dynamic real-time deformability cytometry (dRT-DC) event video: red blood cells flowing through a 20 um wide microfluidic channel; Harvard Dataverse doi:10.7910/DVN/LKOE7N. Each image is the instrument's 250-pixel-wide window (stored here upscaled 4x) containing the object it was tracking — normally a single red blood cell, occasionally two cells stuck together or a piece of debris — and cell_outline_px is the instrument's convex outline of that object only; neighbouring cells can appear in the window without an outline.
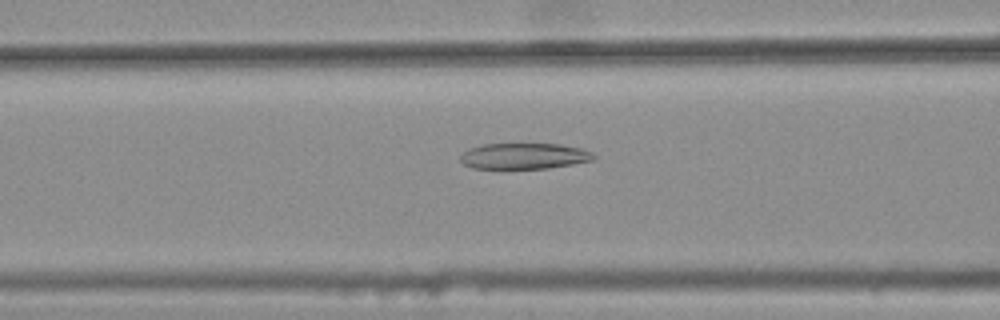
{"species": "common noctule bat (a hibernating species)", "species_latin": "Nyctalus noctula", "temperature_condition": "warm", "stored_images_in_passage": 48, "camera_frame_rate_fps": 3000, "um_per_image_px": 0.085, "animal": {"sex": "female", "body_mass_g": 25.1}, "frame": {"image": 1, "passage_image": 21, "time_ms": 6.667, "image_size_px": [1000, 320], "cell_outline_px": [[596, 160], [548, 168], [500, 172], [472, 168], [464, 164], [460, 160], [460, 156], [464, 152], [480, 144], [560, 144], [580, 148], [592, 152], [596, 156]], "centroid_in_image_um": [44.5, 13.32], "position_along_channel_um": 122.1, "area_um2": 21.15}}
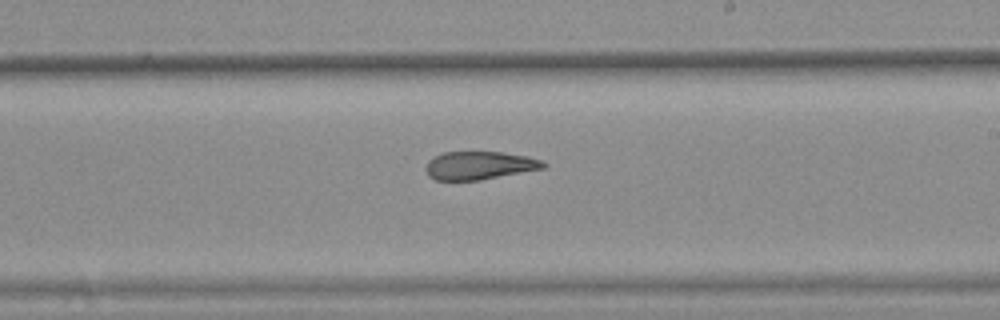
{"frame": {"image": 2, "passage_image": 31, "time_ms": 10.0, "image_size_px": [1000, 320], "cell_outline_px": [[548, 164], [544, 168], [480, 180], [436, 180], [428, 176], [424, 168], [428, 160], [444, 152], [504, 152], [528, 156], [540, 160]], "centroid_in_image_um": [40.73, 14.06], "position_along_channel_um": 248.3, "area_um2": 19.31}}
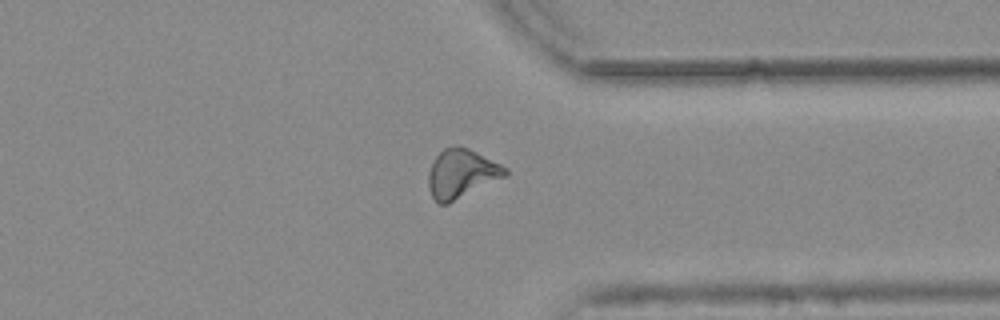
{"frame": {"image": 3, "passage_image": 41, "time_ms": 13.333, "image_size_px": [1000, 320], "cell_outline_px": [[508, 176], [448, 204], [440, 204], [432, 196], [428, 188], [428, 172], [436, 156], [444, 148], [456, 144], [468, 148], [508, 168]], "centroid_in_image_um": [39.24, 14.76], "position_along_channel_um": 372.2, "area_um2": 22.02}, "authors_computed_cell_mechanics": {"area_um2": 21.3282, "velocity_mm_per_s": 3.7947, "shape_relaxation_time_tau1_ms": null, "shape_relaxation_time_tau2_ms": 4.1657, "deformation_change_tau1": null, "deformation_change_tau2": 0.1376}}